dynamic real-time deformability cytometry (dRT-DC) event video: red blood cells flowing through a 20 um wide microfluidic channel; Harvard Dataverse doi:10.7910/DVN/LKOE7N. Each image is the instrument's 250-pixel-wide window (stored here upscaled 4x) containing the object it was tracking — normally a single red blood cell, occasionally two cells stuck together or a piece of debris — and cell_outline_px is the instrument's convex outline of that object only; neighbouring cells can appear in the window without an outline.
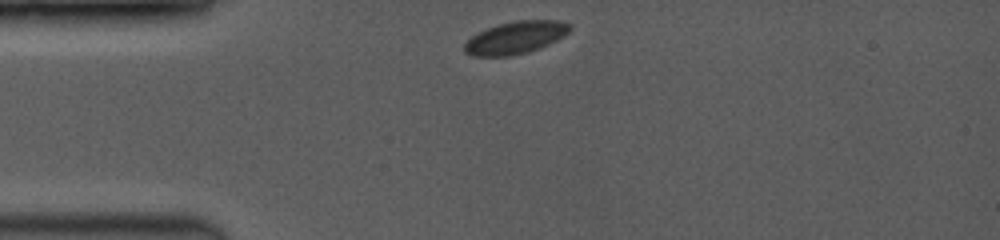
{"species": "common noctule bat (a hibernating species)", "species_latin": "Nyctalus noctula", "temperature_condition": "room temperature", "stored_images_in_passage": 6, "camera_frame_rate_fps": 3500, "um_per_image_px": 0.085, "animal": {"sex": "female", "body_mass_g": 19.0, "forearm_length_mm": 53.3}, "frame": {"image": 1, "passage_image": 1, "time_ms": 0.0, "image_size_px": [1000, 240], "cell_outline_px": [[572, 28], [568, 32], [556, 40], [536, 48], [524, 52], [508, 56], [476, 56], [464, 52], [464, 44], [476, 32], [496, 24], [516, 20], [560, 20], [572, 24]], "centroid_in_image_um": [43.8, 3.16], "position_along_channel_um": 41.2, "area_um2": 19.77}}
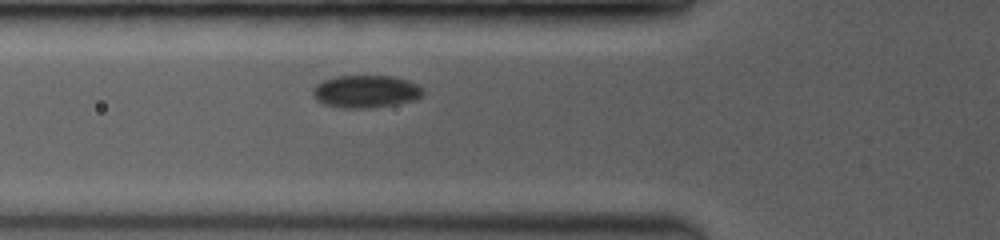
{"frame": {"image": 2, "passage_image": 4, "time_ms": 2.0, "image_size_px": [1000, 240], "cell_outline_px": [[424, 92], [420, 96], [412, 100], [396, 104], [372, 108], [340, 108], [324, 104], [316, 100], [312, 96], [312, 88], [316, 84], [324, 80], [336, 76], [392, 76], [408, 80], [424, 88]], "centroid_in_image_um": [31.06, 7.78], "position_along_channel_um": 94.7, "area_um2": 21.04}}
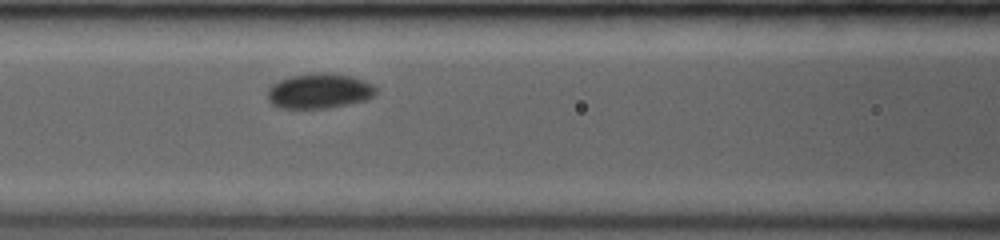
{"frame": {"image": 3, "passage_image": 6, "time_ms": 3.143, "image_size_px": [1000, 240], "cell_outline_px": [[376, 92], [368, 100], [328, 108], [276, 108], [268, 100], [268, 88], [272, 84], [280, 80], [292, 76], [312, 72], [332, 72], [352, 76], [364, 80], [372, 84], [376, 88]], "centroid_in_image_um": [27.14, 7.72], "position_along_channel_um": 139.5, "area_um2": 22.43}}